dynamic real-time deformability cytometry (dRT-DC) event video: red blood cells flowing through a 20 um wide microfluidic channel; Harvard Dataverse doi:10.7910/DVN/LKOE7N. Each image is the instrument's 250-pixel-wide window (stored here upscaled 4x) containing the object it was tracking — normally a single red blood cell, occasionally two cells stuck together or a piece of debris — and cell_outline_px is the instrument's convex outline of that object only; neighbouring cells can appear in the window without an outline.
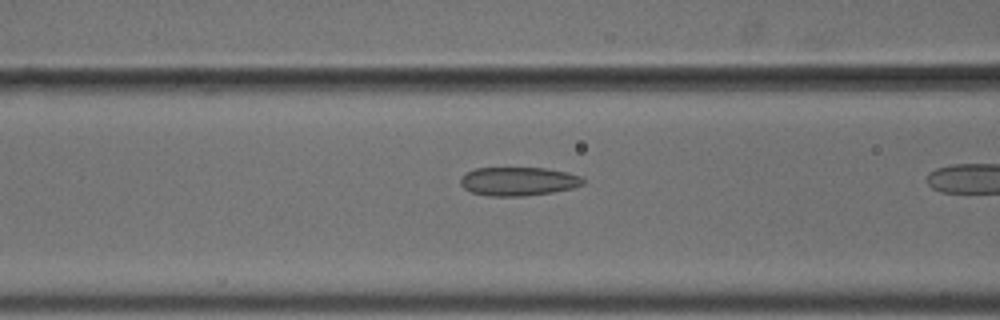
{"species": "common noctule bat (a hibernating species)", "species_latin": "Nyctalus noctula", "temperature_condition": "cold", "stored_images_in_passage": 27, "camera_frame_rate_fps": 3000, "um_per_image_px": 0.085, "animal": {"sex": "male", "body_mass_g": 18.8}, "frame": {"image": 1, "passage_image": 12, "time_ms": 3.667, "image_size_px": [1000, 320], "cell_outline_px": [[584, 184], [572, 188], [552, 192], [524, 196], [488, 196], [472, 192], [464, 188], [460, 184], [460, 176], [476, 168], [544, 168], [568, 172], [584, 176]], "centroid_in_image_um": [44.08, 15.41], "position_along_channel_um": 122.5, "area_um2": 20.58}}